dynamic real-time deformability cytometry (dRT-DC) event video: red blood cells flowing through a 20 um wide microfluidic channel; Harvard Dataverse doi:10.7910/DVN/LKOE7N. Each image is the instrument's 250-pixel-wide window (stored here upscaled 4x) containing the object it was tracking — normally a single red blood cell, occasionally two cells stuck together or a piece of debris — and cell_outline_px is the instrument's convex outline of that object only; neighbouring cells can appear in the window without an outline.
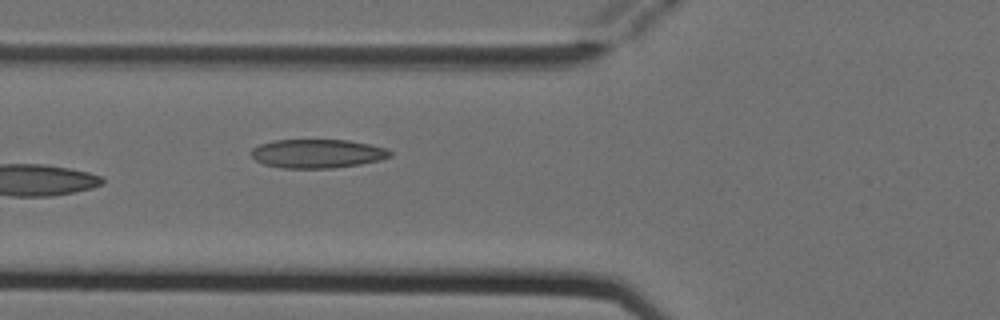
{"species": "Egyptian fruit bat (a non-hibernating species)", "species_latin": "Rousettus aegyptiacus", "temperature_condition": "cold", "stored_images_in_passage": 6, "camera_frame_rate_fps": 3000, "um_per_image_px": 0.085, "animal": {"sex": "female"}, "frame": {"image": 1, "passage_image": 6, "time_ms": 1.667, "image_size_px": [1000, 320], "cell_outline_px": [[392, 156], [380, 160], [360, 164], [332, 168], [280, 168], [264, 164], [256, 160], [252, 156], [252, 148], [260, 144], [276, 140], [348, 140], [368, 144], [384, 148], [392, 152]], "centroid_in_image_um": [26.97, 13.06], "position_along_channel_um": 98.8, "area_um2": 23.18}}